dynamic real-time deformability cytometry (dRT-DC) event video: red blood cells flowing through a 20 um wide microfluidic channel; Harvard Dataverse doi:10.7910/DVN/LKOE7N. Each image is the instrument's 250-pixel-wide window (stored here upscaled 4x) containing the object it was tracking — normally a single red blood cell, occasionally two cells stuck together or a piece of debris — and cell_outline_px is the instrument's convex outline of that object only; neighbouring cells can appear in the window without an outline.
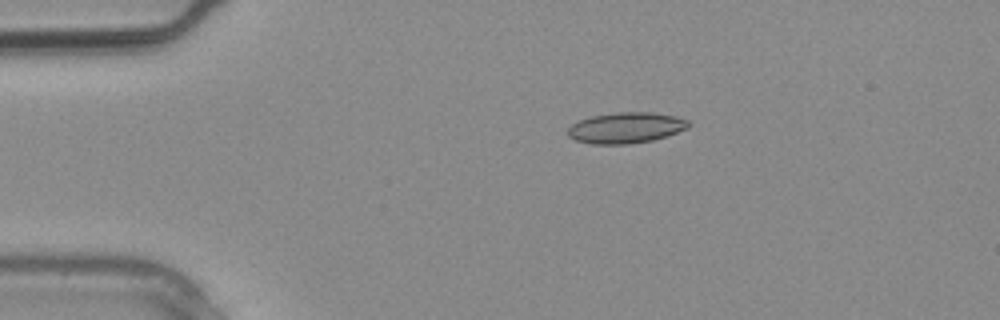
{"species": "common noctule bat (a hibernating species)", "species_latin": "Nyctalus noctula", "temperature_condition": "warm", "stored_images_in_passage": 3, "camera_frame_rate_fps": 3000, "um_per_image_px": 0.085, "animal": {"sex": "male", "body_mass_g": 20.4}, "frame": {"image": 1, "passage_image": 2, "time_ms": 0.333, "image_size_px": [1000, 320], "cell_outline_px": [[692, 124], [688, 128], [652, 140], [628, 144], [592, 144], [576, 140], [568, 136], [568, 128], [572, 124], [580, 120], [592, 116], [616, 112], [652, 112], [676, 116], [688, 120]], "centroid_in_image_um": [53.21, 10.85], "position_along_channel_um": 31.8, "area_um2": 21.62}}
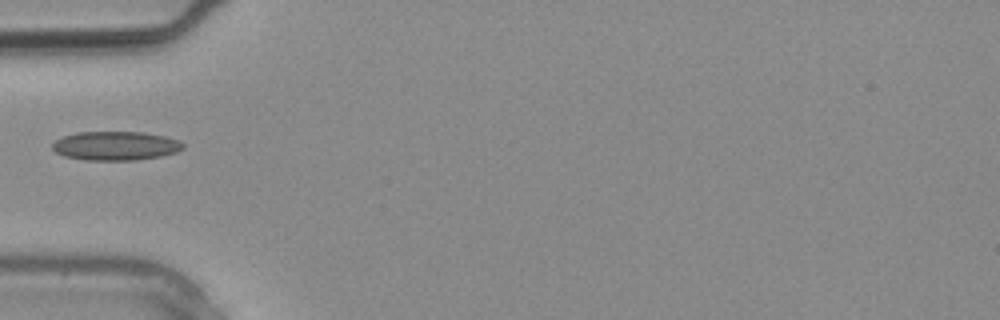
{"frame": {"image": 2, "passage_image": 3, "time_ms": 0.667, "image_size_px": [1000, 320], "cell_outline_px": [[184, 148], [176, 152], [160, 156], [136, 160], [84, 160], [64, 156], [56, 152], [52, 148], [52, 144], [56, 140], [64, 136], [76, 132], [144, 132], [164, 136], [180, 140], [184, 144]], "centroid_in_image_um": [9.83, 12.39], "position_along_channel_um": 75.2, "area_um2": 22.08}}